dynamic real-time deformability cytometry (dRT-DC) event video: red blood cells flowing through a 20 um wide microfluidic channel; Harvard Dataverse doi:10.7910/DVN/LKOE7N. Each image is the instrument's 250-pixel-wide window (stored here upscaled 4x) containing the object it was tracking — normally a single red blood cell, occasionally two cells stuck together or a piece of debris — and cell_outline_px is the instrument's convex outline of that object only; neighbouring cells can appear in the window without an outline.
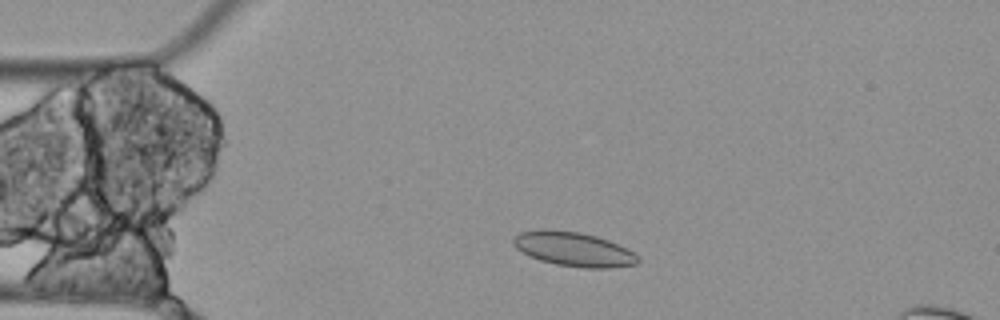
{"species": "Egyptian fruit bat (a non-hibernating species)", "species_latin": "Rousettus aegyptiacus", "temperature_condition": "cold", "stored_images_in_passage": 4, "camera_frame_rate_fps": 3000, "um_per_image_px": 0.085, "animal": {"sex": "female"}, "frame": {"image": 1, "passage_image": 3, "time_ms": 0.667, "image_size_px": [1000, 320], "cell_outline_px": [[640, 260], [636, 264], [612, 268], [584, 268], [556, 264], [540, 260], [516, 248], [512, 244], [512, 240], [520, 232], [540, 228], [544, 228], [580, 232], [596, 236], [608, 240], [640, 256]], "centroid_in_image_um": [48.75, 21.17], "position_along_channel_um": 36.3, "area_um2": 24.85}}